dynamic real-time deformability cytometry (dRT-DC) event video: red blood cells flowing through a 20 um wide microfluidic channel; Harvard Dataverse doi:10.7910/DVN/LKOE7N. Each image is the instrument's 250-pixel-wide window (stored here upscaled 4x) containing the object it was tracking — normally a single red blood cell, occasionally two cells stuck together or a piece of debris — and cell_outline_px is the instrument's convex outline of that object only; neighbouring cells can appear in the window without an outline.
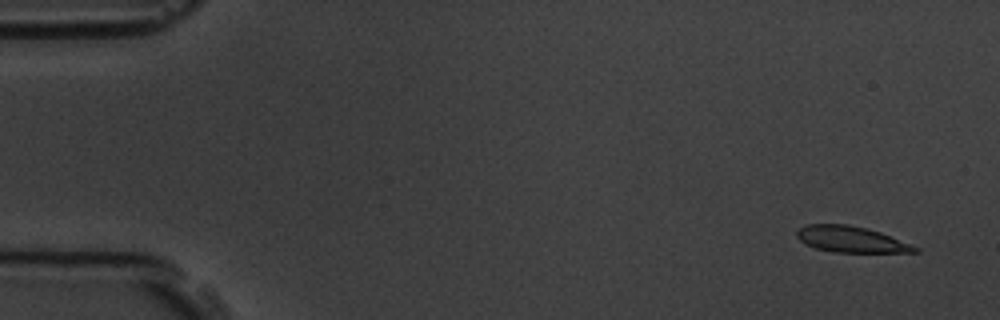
{"species": "common noctule bat (a hibernating species)", "species_latin": "Nyctalus noctula", "temperature_condition": "room temperature", "stored_images_in_passage": 4, "camera_frame_rate_fps": 3000, "um_per_image_px": 0.085, "animal": {"sex": "male", "body_mass_g": 19.5, "forearm_length_mm": 54.6}, "frame": {"image": 1, "passage_image": 1, "time_ms": 0.0, "image_size_px": [1000, 320], "cell_outline_px": [[920, 252], [836, 252], [812, 248], [804, 244], [796, 236], [796, 232], [800, 228], [808, 224], [848, 224], [868, 228], [880, 232], [912, 244], [920, 248]], "centroid_in_image_um": [72.34, 20.34], "position_along_channel_um": 12.7, "area_um2": 18.09}}
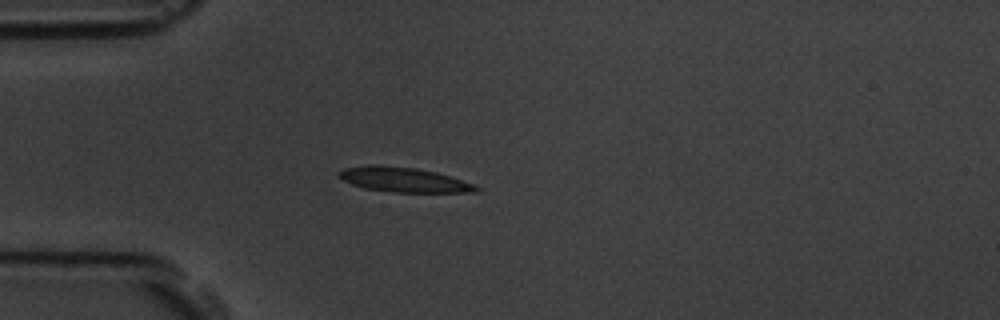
{"frame": {"image": 2, "passage_image": 4, "time_ms": 4.0, "image_size_px": [1000, 320], "cell_outline_px": [[480, 188], [476, 192], [396, 192], [364, 188], [352, 184], [344, 180], [340, 176], [340, 172], [344, 168], [372, 164], [376, 164], [416, 168], [436, 172], [472, 184]], "centroid_in_image_um": [34.3, 15.27], "position_along_channel_um": 50.7, "area_um2": 19.36}}